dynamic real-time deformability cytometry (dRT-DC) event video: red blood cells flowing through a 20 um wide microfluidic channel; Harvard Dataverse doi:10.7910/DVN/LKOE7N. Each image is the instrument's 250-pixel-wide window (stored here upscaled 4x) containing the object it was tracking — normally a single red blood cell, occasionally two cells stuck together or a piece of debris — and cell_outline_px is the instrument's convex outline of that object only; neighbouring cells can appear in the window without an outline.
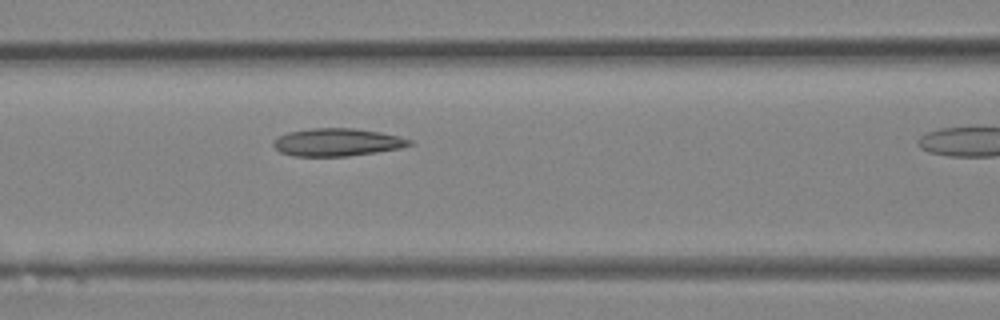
{"species": "Egyptian fruit bat (a non-hibernating species)", "species_latin": "Rousettus aegyptiacus", "temperature_condition": "room temperature", "stored_images_in_passage": 10, "camera_frame_rate_fps": 3000, "um_per_image_px": 0.085, "animal": {"sex": "female"}, "frame": {"image": 1, "passage_image": 9, "time_ms": 2.667, "image_size_px": [1000, 320], "cell_outline_px": [[416, 144], [400, 148], [376, 152], [348, 156], [292, 156], [280, 152], [272, 144], [272, 140], [276, 136], [288, 132], [312, 128], [352, 128], [380, 132], [400, 136], [412, 140]], "centroid_in_image_um": [28.65, 12.09], "position_along_channel_um": 137.9, "area_um2": 22.2}}